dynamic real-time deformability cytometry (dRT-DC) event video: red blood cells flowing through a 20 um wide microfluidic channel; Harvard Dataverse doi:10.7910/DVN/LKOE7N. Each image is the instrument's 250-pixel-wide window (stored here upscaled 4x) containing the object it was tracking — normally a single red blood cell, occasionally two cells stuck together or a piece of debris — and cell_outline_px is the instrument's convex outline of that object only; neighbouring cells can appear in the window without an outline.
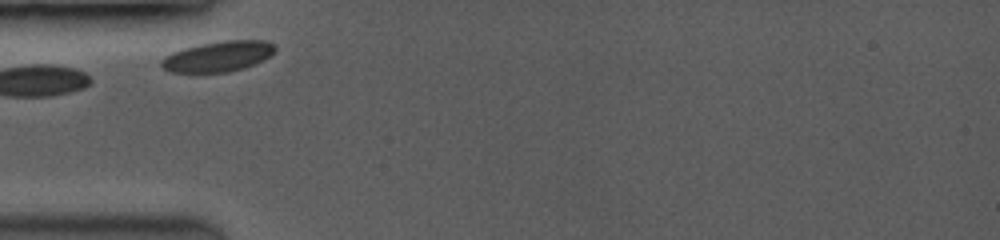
{"species": "common noctule bat (a hibernating species)", "species_latin": "Nyctalus noctula", "temperature_condition": "room temperature", "stored_images_in_passage": 9, "camera_frame_rate_fps": 3500, "um_per_image_px": 0.085, "animal": {"sex": "female", "body_mass_g": 19.0, "forearm_length_mm": 53.3}, "frame": {"image": 1, "passage_image": 3, "time_ms": 0.286, "image_size_px": [1000, 240], "cell_outline_px": [[276, 52], [272, 56], [244, 68], [228, 72], [172, 72], [164, 68], [160, 64], [160, 60], [164, 56], [172, 52], [184, 48], [200, 44], [224, 40], [264, 40], [272, 44], [276, 48]], "centroid_in_image_um": [18.56, 4.79], "position_along_channel_um": 66.4, "area_um2": 20.23}}